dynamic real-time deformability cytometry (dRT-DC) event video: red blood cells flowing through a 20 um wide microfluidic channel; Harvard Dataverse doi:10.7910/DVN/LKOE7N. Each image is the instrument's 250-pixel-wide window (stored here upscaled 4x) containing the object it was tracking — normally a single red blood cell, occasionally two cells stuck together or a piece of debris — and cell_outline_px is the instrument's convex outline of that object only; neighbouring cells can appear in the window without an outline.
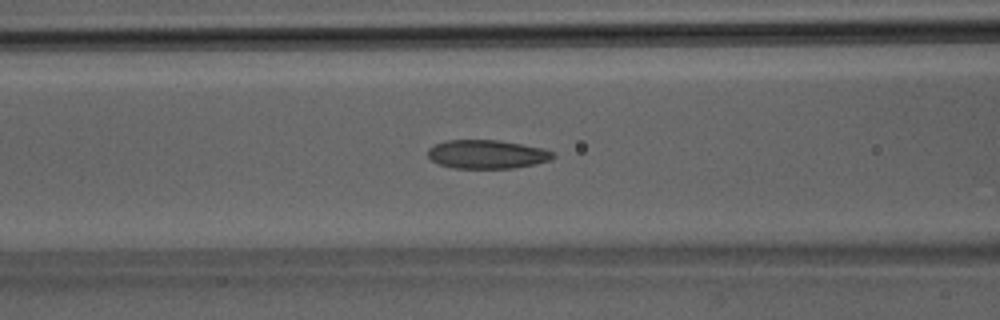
{"species": "Egyptian fruit bat (a non-hibernating species)", "species_latin": "Rousettus aegyptiacus", "temperature_condition": "room temperature", "stored_images_in_passage": 39, "camera_frame_rate_fps": 3000, "um_per_image_px": 0.085, "animal": {"sex": "male"}, "frame": {"image": 1, "passage_image": 16, "time_ms": 5.0, "image_size_px": [1000, 320], "cell_outline_px": [[556, 156], [552, 160], [536, 164], [516, 168], [452, 168], [436, 164], [428, 156], [428, 148], [444, 140], [500, 140], [544, 148], [556, 152]], "centroid_in_image_um": [41.43, 13.11], "position_along_channel_um": 125.2, "area_um2": 21.33}}
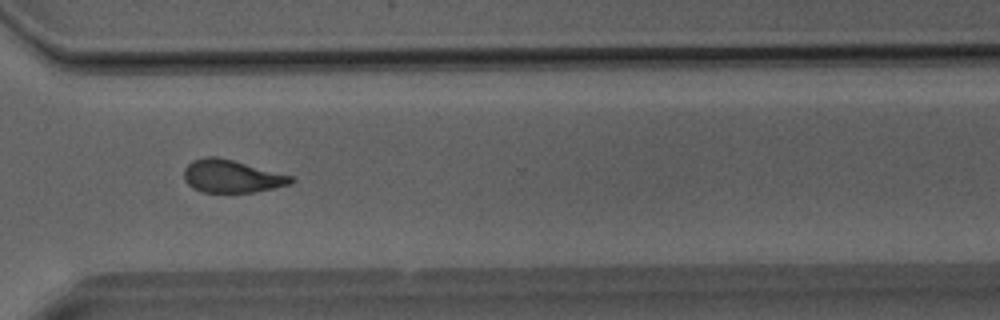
{"frame": {"image": 2, "passage_image": 29, "time_ms": 9.333, "image_size_px": [1000, 320], "cell_outline_px": [[296, 180], [292, 184], [252, 192], [200, 192], [192, 188], [184, 180], [184, 168], [192, 160], [204, 156], [216, 156], [232, 160], [292, 176]], "centroid_in_image_um": [19.65, 14.98], "position_along_channel_um": 350.9, "area_um2": 20.4}}
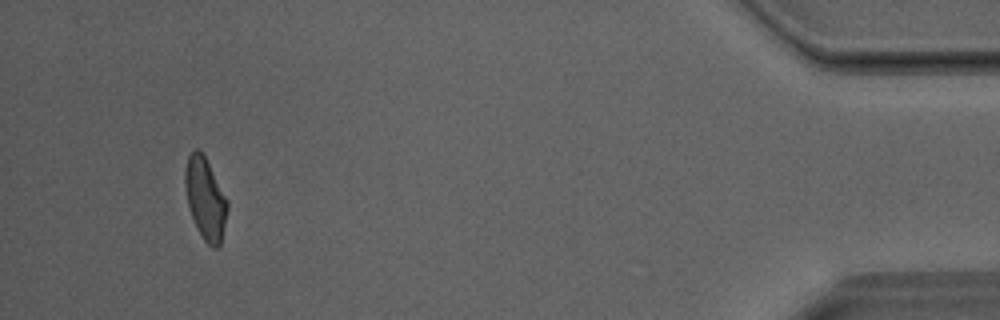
{"frame": {"image": 3, "passage_image": 37, "time_ms": 12.0, "image_size_px": [1000, 320], "cell_outline_px": [[228, 208], [220, 244], [216, 248], [212, 248], [204, 240], [192, 216], [188, 204], [184, 188], [184, 168], [188, 156], [196, 148], [204, 156], [228, 200]], "centroid_in_image_um": [17.44, 16.87], "position_along_channel_um": 417.8, "area_um2": 19.83}}